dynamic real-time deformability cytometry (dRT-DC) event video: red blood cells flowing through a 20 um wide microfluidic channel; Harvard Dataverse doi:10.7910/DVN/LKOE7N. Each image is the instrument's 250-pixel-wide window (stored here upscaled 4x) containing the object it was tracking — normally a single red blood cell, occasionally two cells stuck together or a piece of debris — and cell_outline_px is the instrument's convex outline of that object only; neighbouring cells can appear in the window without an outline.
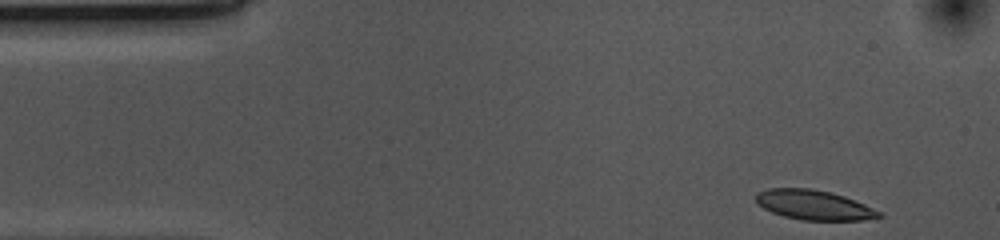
{"species": "common noctule bat (a hibernating species)", "species_latin": "Nyctalus noctula", "temperature_condition": "cold", "stored_images_in_passage": 39, "camera_frame_rate_fps": 3000, "um_per_image_px": 0.085, "animal": {"sex": "female", "body_mass_g": 10.0, "forearm_length_mm": 53.1}, "frame": {"image": 1, "passage_image": 1, "time_ms": 0.0, "image_size_px": [1000, 240], "cell_outline_px": [[884, 216], [864, 220], [804, 220], [784, 216], [772, 212], [756, 204], [756, 192], [768, 188], [812, 188], [844, 196], [864, 204], [880, 212]], "centroid_in_image_um": [69.15, 17.42], "position_along_channel_um": 15.9, "area_um2": 21.21}}
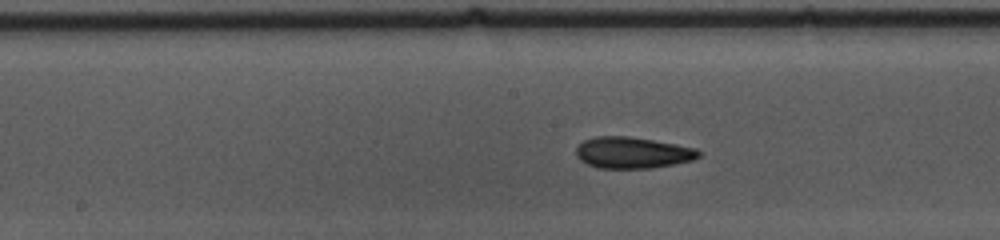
{"frame": {"image": 2, "passage_image": 22, "time_ms": 7.0, "image_size_px": [1000, 240], "cell_outline_px": [[700, 156], [692, 160], [652, 168], [600, 168], [588, 164], [580, 160], [576, 156], [576, 148], [584, 140], [596, 136], [628, 136], [676, 144], [696, 148], [700, 152]], "centroid_in_image_um": [53.75, 12.97], "position_along_channel_um": 194.5, "area_um2": 22.25}}
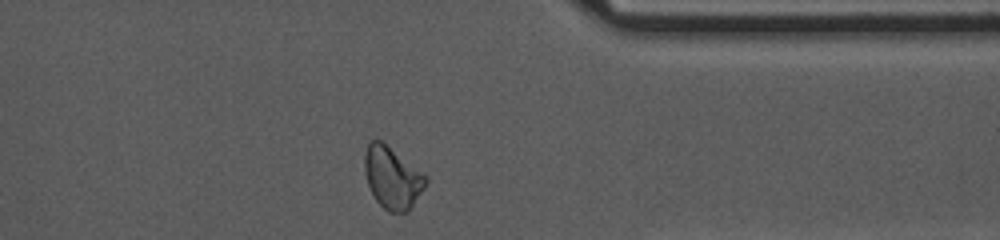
{"frame": {"image": 3, "passage_image": 38, "time_ms": 12.333, "image_size_px": [1000, 240], "cell_outline_px": [[428, 180], [424, 188], [412, 204], [404, 212], [388, 212], [376, 200], [368, 184], [364, 168], [364, 156], [368, 140], [380, 140], [424, 176]], "centroid_in_image_um": [33.28, 15.1], "position_along_channel_um": 378.1, "area_um2": 21.1}, "authors_computed_cell_mechanics": {"area_um2": 22.0218, "velocity_mm_per_s": 3.6781, "shape_relaxation_time_tau1_ms": 2.8818, "shape_relaxation_time_tau2_ms": 2.7172, "deformation_change_tau1": 0.1283, "deformation_change_tau2": 0.0952}}